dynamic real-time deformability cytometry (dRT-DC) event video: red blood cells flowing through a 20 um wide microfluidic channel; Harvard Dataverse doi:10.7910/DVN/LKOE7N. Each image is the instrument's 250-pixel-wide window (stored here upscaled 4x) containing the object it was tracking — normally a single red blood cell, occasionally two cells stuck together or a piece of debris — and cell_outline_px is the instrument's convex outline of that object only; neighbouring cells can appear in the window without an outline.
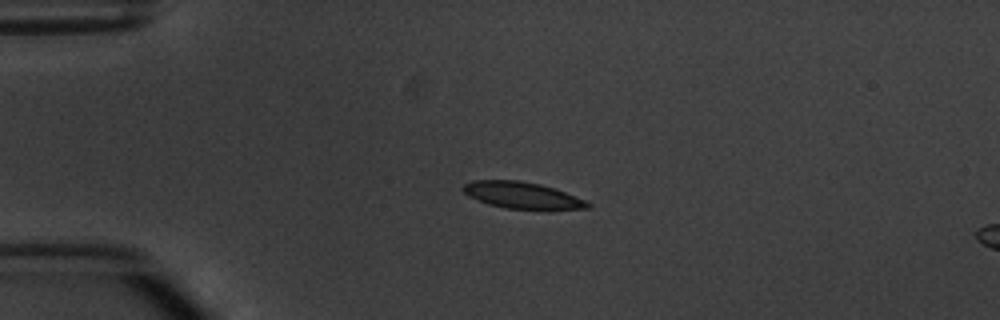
{"species": "common noctule bat (a hibernating species)", "species_latin": "Nyctalus noctula", "temperature_condition": "warm", "stored_images_in_passage": 3, "segment_of_instrument_passage": [1, 2], "camera_frame_rate_fps": 3000, "um_per_image_px": 0.085, "animal": {"sex": "male", "body_mass_g": 20.1, "forearm_length_mm": 53.5}, "frame": {"image": 1, "passage_image": 1, "time_ms": 0.0, "image_size_px": [1000, 320], "cell_outline_px": [[592, 204], [588, 208], [504, 208], [488, 204], [468, 196], [460, 188], [464, 184], [472, 180], [516, 180], [540, 184], [588, 200]], "centroid_in_image_um": [44.32, 16.58], "position_along_channel_um": 40.7, "area_um2": 18.9}}